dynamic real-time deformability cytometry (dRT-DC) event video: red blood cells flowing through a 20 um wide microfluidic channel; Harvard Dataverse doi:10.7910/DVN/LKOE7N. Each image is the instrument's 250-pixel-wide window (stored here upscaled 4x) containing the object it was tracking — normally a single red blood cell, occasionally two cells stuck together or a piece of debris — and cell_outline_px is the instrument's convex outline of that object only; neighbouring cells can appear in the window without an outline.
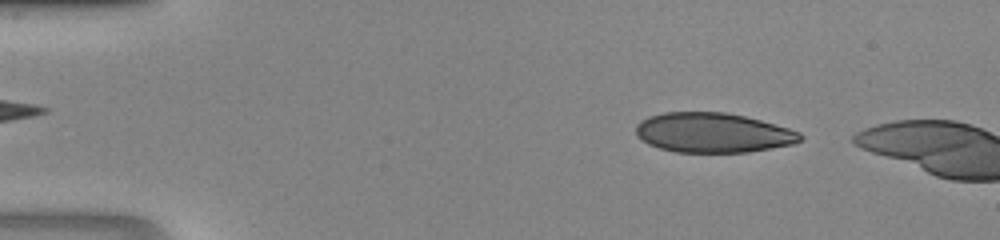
{"species": "human", "species_latin": "Homo sapiens", "temperature_condition": "room temperature", "stored_images_in_passage": 8, "camera_frame_rate_fps": 3000, "um_per_image_px": 0.085, "donor": {"sex": "male"}, "frame": {"image": 1, "passage_image": 4, "time_ms": 1.0, "image_size_px": [1000, 240], "cell_outline_px": [[804, 136], [800, 140], [792, 144], [772, 148], [748, 152], [676, 152], [660, 148], [648, 144], [640, 140], [636, 136], [636, 124], [640, 120], [648, 116], [664, 112], [724, 112], [744, 116], [760, 120], [788, 128], [800, 132]], "centroid_in_image_um": [60.56, 11.28], "position_along_channel_um": 24.4, "area_um2": 38.15}}